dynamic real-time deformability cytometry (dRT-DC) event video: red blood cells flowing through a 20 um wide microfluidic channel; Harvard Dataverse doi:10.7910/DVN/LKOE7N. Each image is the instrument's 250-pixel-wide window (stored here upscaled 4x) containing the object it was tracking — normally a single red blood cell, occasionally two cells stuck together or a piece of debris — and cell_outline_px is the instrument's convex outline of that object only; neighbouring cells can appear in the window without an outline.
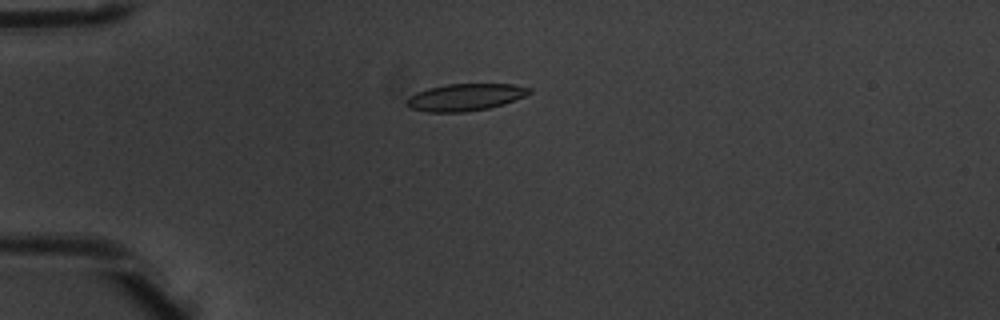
{"species": "common noctule bat (a hibernating species)", "species_latin": "Nyctalus noctula", "temperature_condition": "warm", "stored_images_in_passage": 5, "camera_frame_rate_fps": 3000, "um_per_image_px": 0.085, "animal": {"sex": "male", "body_mass_g": 20.1, "forearm_length_mm": 53.5}, "frame": {"image": 1, "passage_image": 4, "time_ms": 1.0, "image_size_px": [1000, 320], "cell_outline_px": [[532, 92], [524, 96], [504, 104], [488, 108], [464, 112], [424, 112], [408, 108], [404, 104], [404, 100], [408, 96], [416, 92], [428, 88], [448, 84], [512, 84], [532, 88]], "centroid_in_image_um": [39.48, 8.27], "position_along_channel_um": 45.5, "area_um2": 19.59}}